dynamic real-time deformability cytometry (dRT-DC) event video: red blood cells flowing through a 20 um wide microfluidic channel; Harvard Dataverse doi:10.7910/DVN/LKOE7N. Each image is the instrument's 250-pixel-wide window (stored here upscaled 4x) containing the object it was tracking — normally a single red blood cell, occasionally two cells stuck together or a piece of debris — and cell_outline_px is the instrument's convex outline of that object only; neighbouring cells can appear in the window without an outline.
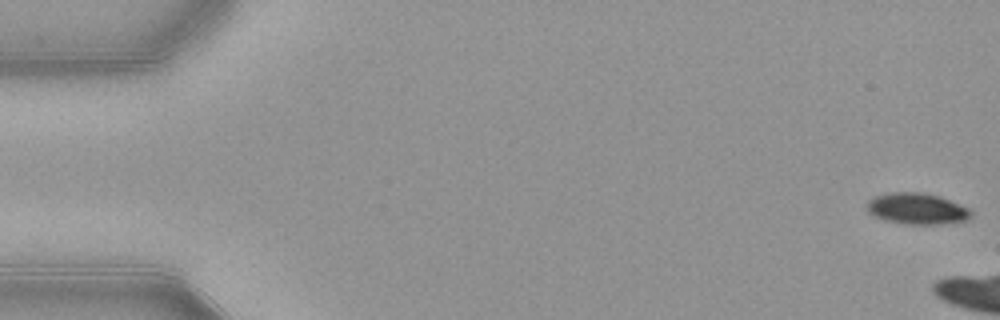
{"species": "common noctule bat (a hibernating species)", "species_latin": "Nyctalus noctula", "temperature_condition": "warm", "stored_images_in_passage": 6, "camera_frame_rate_fps": 3000, "um_per_image_px": 0.085, "animal": {"sex": "female", "body_mass_g": 21.9}, "frame": {"image": 1, "passage_image": 1, "time_ms": 0.0, "image_size_px": [1000, 320], "cell_outline_px": [[972, 216], [968, 220], [940, 224], [904, 224], [884, 220], [872, 216], [864, 208], [868, 200], [876, 196], [892, 192], [920, 192], [940, 196], [968, 208], [972, 212]], "centroid_in_image_um": [77.9, 17.74], "position_along_channel_um": 7.1, "area_um2": 19.13}}